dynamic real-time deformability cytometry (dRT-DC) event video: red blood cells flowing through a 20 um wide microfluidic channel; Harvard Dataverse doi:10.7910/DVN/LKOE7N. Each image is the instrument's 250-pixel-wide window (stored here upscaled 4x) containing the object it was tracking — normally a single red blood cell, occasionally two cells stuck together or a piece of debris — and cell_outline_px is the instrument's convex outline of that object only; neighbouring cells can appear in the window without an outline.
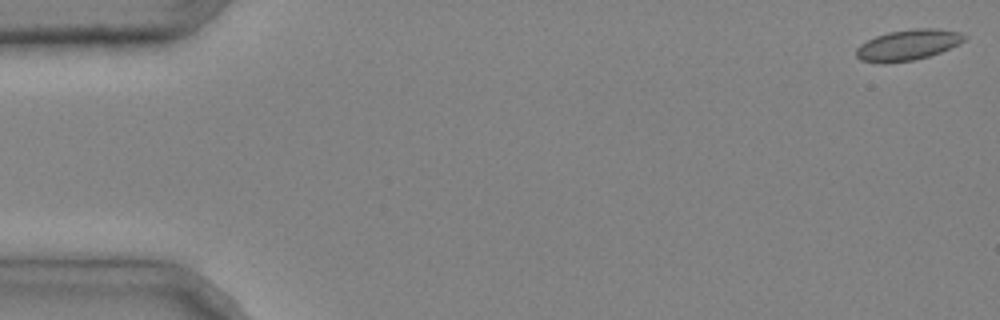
{"species": "common noctule bat (a hibernating species)", "species_latin": "Nyctalus noctula", "temperature_condition": "cold", "stored_images_in_passage": 3, "camera_frame_rate_fps": 3000, "um_per_image_px": 0.085, "animal": {"sex": "male", "body_mass_g": 20.4}, "frame": {"image": 1, "passage_image": 1, "time_ms": 0.0, "image_size_px": [1000, 320], "cell_outline_px": [[968, 36], [960, 44], [940, 52], [928, 56], [912, 60], [884, 64], [880, 64], [860, 60], [856, 56], [856, 48], [860, 44], [876, 36], [888, 32], [916, 28], [936, 28], [960, 32]], "centroid_in_image_um": [77.17, 3.82], "position_along_channel_um": 7.8, "area_um2": 19.48}}